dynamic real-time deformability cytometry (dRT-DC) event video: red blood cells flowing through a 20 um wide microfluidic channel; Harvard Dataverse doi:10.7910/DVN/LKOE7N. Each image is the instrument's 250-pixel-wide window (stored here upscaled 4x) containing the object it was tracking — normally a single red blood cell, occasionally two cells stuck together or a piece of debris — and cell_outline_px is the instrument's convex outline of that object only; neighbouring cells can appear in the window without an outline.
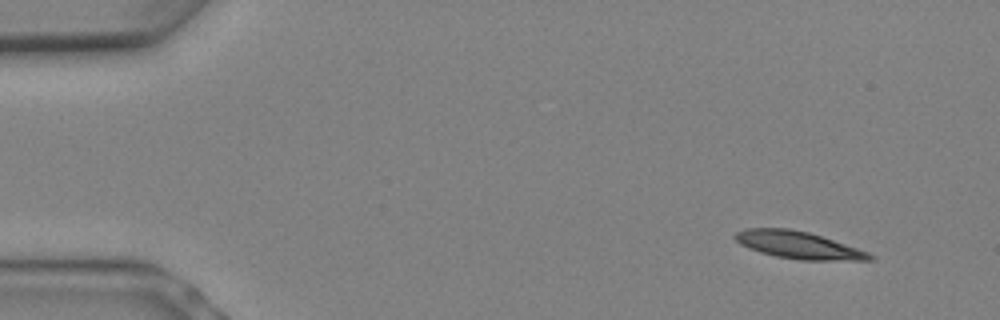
{"species": "Egyptian fruit bat (a non-hibernating species)", "species_latin": "Rousettus aegyptiacus", "temperature_condition": "warm", "stored_images_in_passage": 8, "camera_frame_rate_fps": 3000, "um_per_image_px": 0.085, "animal": {"sex": "female"}, "frame": {"image": 1, "passage_image": 1, "time_ms": 0.0, "image_size_px": [1000, 320], "cell_outline_px": [[876, 256], [872, 260], [800, 260], [776, 256], [760, 252], [748, 248], [740, 244], [732, 236], [736, 232], [744, 228], [788, 228], [808, 232], [868, 252]], "centroid_in_image_um": [67.81, 20.83], "position_along_channel_um": 17.2, "area_um2": 21.21}}
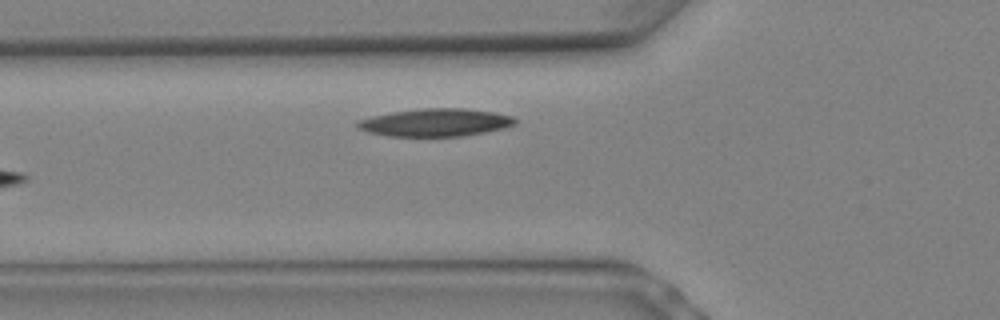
{"frame": {"image": 2, "passage_image": 8, "time_ms": 2.333, "image_size_px": [1000, 320], "cell_outline_px": [[516, 124], [484, 132], [460, 136], [388, 136], [368, 132], [360, 128], [356, 124], [360, 120], [372, 116], [392, 112], [424, 108], [464, 108], [492, 112], [512, 116], [516, 120]], "centroid_in_image_um": [37.01, 10.41], "position_along_channel_um": 88.8, "area_um2": 25.09}}